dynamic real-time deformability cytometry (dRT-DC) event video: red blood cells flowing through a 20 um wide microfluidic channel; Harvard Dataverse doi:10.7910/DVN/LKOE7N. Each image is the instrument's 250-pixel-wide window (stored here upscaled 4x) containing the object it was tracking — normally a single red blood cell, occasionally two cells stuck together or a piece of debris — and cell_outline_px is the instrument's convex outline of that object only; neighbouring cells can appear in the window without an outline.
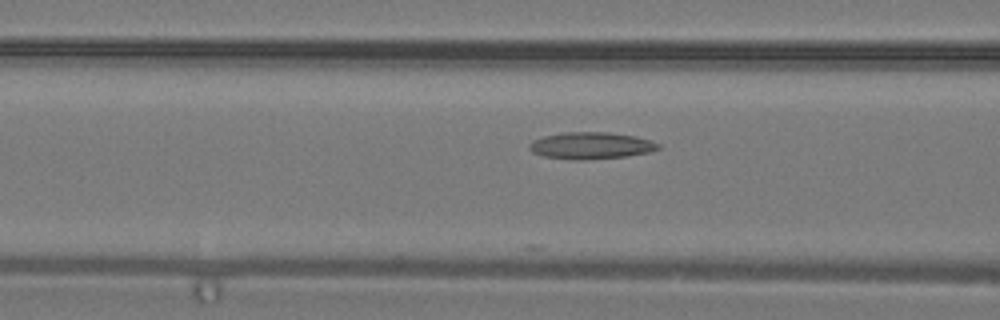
{"species": "common noctule bat (a hibernating species)", "species_latin": "Nyctalus noctula", "temperature_condition": "warm", "stored_images_in_passage": 4, "camera_frame_rate_fps": 3000, "um_per_image_px": 0.085, "animal": {"sex": "male", "body_mass_g": 19.2, "forearm_length_mm": 51.8}, "frame": {"image": 1, "passage_image": 4, "time_ms": 1.0, "image_size_px": [1000, 320], "cell_outline_px": [[660, 148], [652, 152], [628, 156], [588, 160], [572, 160], [544, 156], [532, 152], [528, 148], [528, 144], [532, 140], [544, 136], [564, 132], [608, 132], [636, 136], [660, 144]], "centroid_in_image_um": [50.23, 12.38], "position_along_channel_um": 116.4, "area_um2": 20.4}}